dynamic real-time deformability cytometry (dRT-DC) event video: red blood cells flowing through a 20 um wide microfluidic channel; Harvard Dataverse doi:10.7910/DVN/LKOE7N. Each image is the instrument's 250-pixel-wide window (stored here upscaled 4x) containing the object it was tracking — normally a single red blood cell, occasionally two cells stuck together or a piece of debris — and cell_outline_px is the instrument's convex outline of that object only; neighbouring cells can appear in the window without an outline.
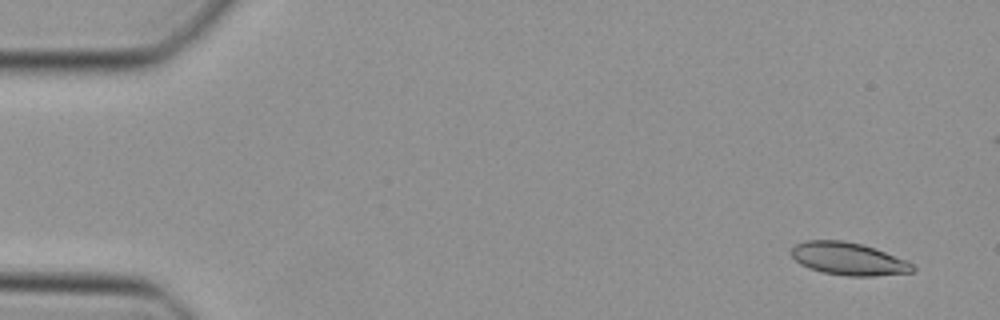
{"species": "Egyptian fruit bat (a non-hibernating species)", "species_latin": "Rousettus aegyptiacus", "temperature_condition": "cold", "stored_images_in_passage": 47, "camera_frame_rate_fps": 3000, "um_per_image_px": 0.085, "animal": {"sex": "female"}, "frame": {"image": 1, "passage_image": 3, "time_ms": 0.667, "image_size_px": [1000, 320], "cell_outline_px": [[916, 268], [912, 272], [876, 276], [848, 276], [820, 272], [808, 268], [800, 264], [788, 252], [796, 244], [804, 240], [844, 240], [876, 248], [908, 260]], "centroid_in_image_um": [72.11, 22.0], "position_along_channel_um": 12.9, "area_um2": 23.41}}
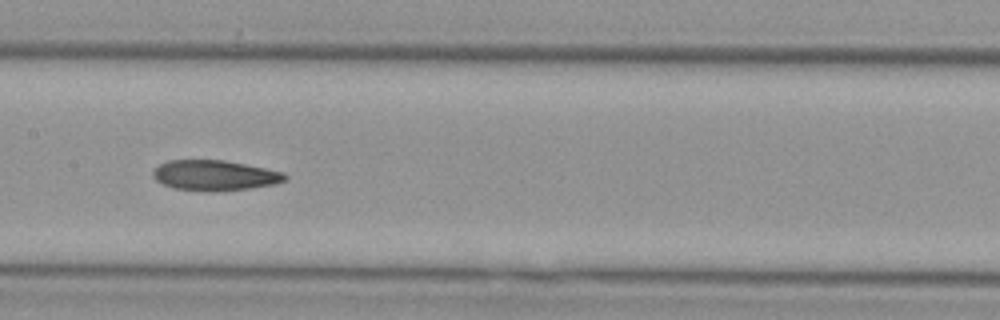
{"frame": {"image": 2, "passage_image": 24, "time_ms": 7.667, "image_size_px": [1000, 320], "cell_outline_px": [[288, 176], [284, 180], [276, 184], [248, 188], [212, 192], [204, 192], [172, 188], [156, 180], [152, 176], [152, 172], [160, 164], [168, 160], [224, 160], [284, 172]], "centroid_in_image_um": [18.23, 14.91], "position_along_channel_um": 189.2, "area_um2": 23.35}}
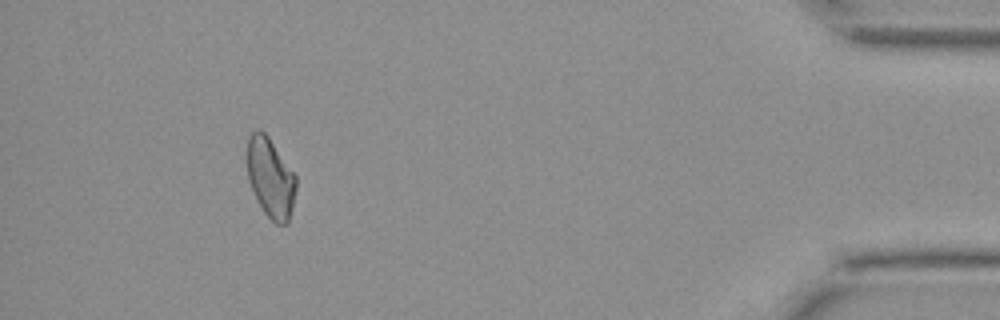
{"frame": {"image": 3, "passage_image": 44, "time_ms": 14.333, "image_size_px": [1000, 320], "cell_outline_px": [[296, 188], [292, 208], [288, 224], [276, 224], [264, 212], [248, 180], [248, 136], [252, 132], [260, 128], [268, 136], [296, 176]], "centroid_in_image_um": [23.0, 15.11], "position_along_channel_um": 412.2, "area_um2": 22.37}}